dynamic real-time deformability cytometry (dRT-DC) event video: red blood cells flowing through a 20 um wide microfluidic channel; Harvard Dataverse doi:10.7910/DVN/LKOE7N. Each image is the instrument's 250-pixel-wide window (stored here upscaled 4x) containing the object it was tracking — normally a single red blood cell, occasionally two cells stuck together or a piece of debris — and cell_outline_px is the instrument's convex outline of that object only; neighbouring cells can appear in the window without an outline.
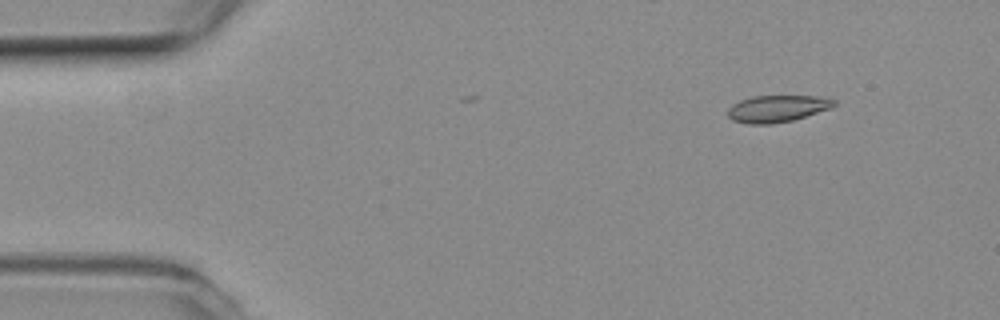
{"species": "common noctule bat (a hibernating species)", "species_latin": "Nyctalus noctula", "temperature_condition": "room temperature", "stored_images_in_passage": 3, "camera_frame_rate_fps": 3000, "um_per_image_px": 0.085, "animal": {"sex": "female", "body_mass_g": 19.3, "forearm_length_mm": 54.1}, "frame": {"image": 1, "passage_image": 1, "time_ms": 0.0, "image_size_px": [1000, 320], "cell_outline_px": [[836, 104], [832, 108], [792, 120], [772, 124], [748, 124], [732, 120], [728, 116], [728, 108], [732, 104], [740, 100], [752, 96], [816, 96], [836, 100]], "centroid_in_image_um": [66.05, 9.23], "position_along_channel_um": 19.0, "area_um2": 16.65}}
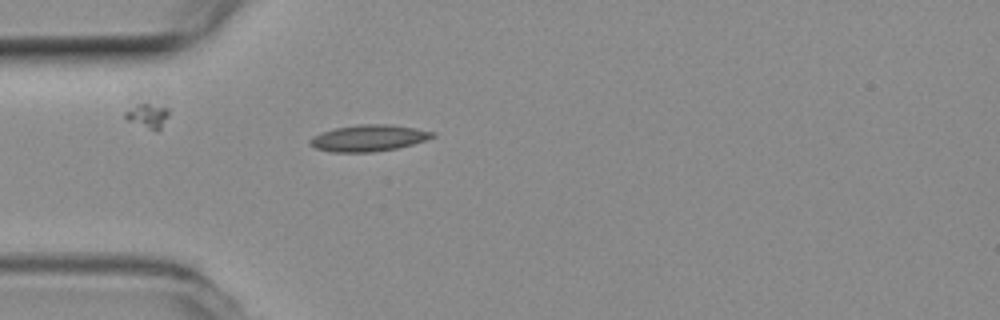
{"frame": {"image": 2, "passage_image": 3, "time_ms": 0.667, "image_size_px": [1000, 320], "cell_outline_px": [[436, 136], [412, 144], [396, 148], [372, 152], [332, 152], [316, 148], [308, 144], [308, 140], [312, 136], [320, 132], [336, 128], [356, 124], [388, 124], [416, 128], [436, 132]], "centroid_in_image_um": [31.3, 11.73], "position_along_channel_um": 53.7, "area_um2": 18.96}}